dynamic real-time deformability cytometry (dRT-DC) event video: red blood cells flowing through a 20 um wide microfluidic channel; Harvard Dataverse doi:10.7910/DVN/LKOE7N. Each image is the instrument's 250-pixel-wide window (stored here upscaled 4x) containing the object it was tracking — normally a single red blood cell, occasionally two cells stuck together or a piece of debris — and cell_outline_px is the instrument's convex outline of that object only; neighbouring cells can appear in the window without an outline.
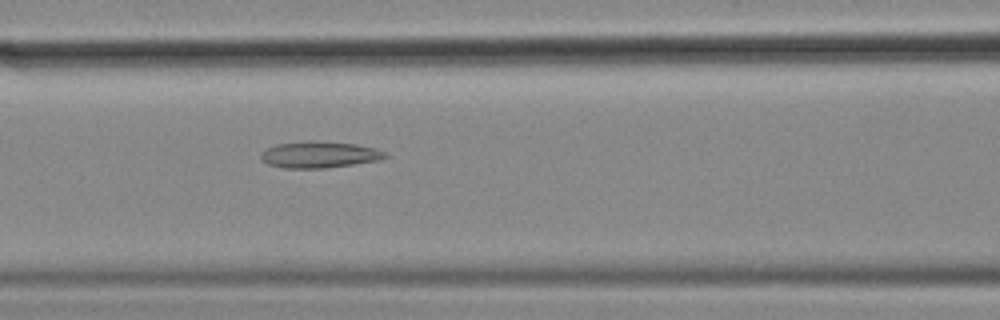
{"species": "common noctule bat (a hibernating species)", "species_latin": "Nyctalus noctula", "temperature_condition": "cold", "stored_images_in_passage": 30, "camera_frame_rate_fps": 3000, "um_per_image_px": 0.085, "animal": {"sex": "female", "body_mass_g": 18.4}, "frame": {"image": 1, "passage_image": 8, "time_ms": 2.333, "image_size_px": [1000, 320], "cell_outline_px": [[388, 156], [376, 160], [352, 164], [324, 168], [284, 168], [268, 164], [260, 156], [260, 152], [276, 144], [356, 144], [376, 148], [388, 152]], "centroid_in_image_um": [27.17, 13.2], "position_along_channel_um": 139.4, "area_um2": 17.92}}
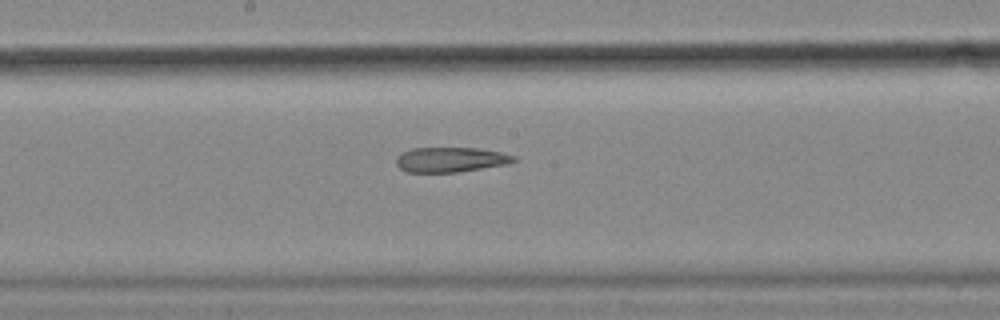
{"frame": {"image": 2, "passage_image": 14, "time_ms": 4.333, "image_size_px": [1000, 320], "cell_outline_px": [[516, 160], [508, 164], [456, 172], [408, 172], [400, 168], [396, 164], [396, 156], [412, 148], [476, 148], [500, 152], [516, 156]], "centroid_in_image_um": [38.3, 13.57], "position_along_channel_um": 209.9, "area_um2": 16.94}}
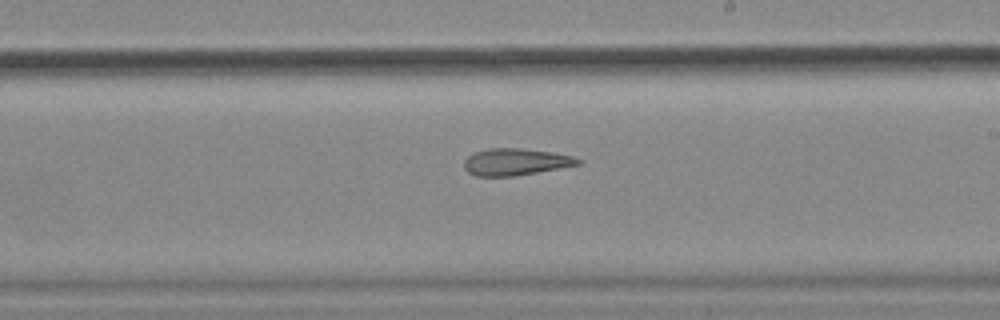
{"frame": {"image": 3, "passage_image": 17, "time_ms": 5.333, "image_size_px": [1000, 320], "cell_outline_px": [[580, 164], [516, 176], [476, 176], [468, 172], [464, 168], [464, 160], [468, 156], [476, 152], [488, 148], [520, 148], [552, 152], [572, 156], [580, 160]], "centroid_in_image_um": [43.79, 13.76], "position_along_channel_um": 245.2, "area_um2": 17.69}}